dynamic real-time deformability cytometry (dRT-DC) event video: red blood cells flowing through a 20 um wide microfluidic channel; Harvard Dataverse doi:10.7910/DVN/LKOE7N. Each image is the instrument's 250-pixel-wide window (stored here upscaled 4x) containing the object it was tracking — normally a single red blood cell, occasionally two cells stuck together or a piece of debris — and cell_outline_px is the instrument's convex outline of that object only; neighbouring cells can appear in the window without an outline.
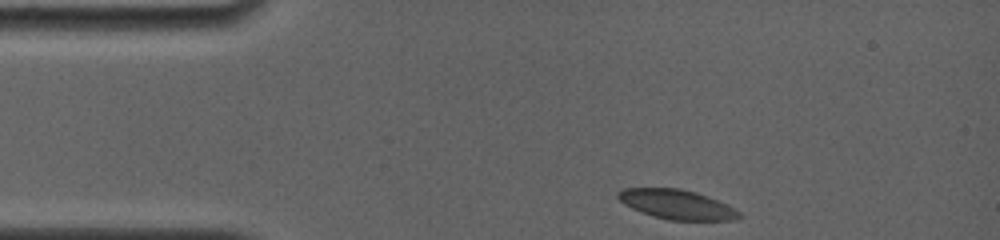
{"species": "common noctule bat (a hibernating species)", "species_latin": "Nyctalus noctula", "temperature_condition": "room temperature", "stored_images_in_passage": 45, "camera_frame_rate_fps": 4000, "um_per_image_px": 0.085, "animal": {"sex": "female", "body_mass_g": 19.0, "forearm_length_mm": 56.7}, "frame": {"image": 1, "passage_image": 1, "time_ms": 0.0, "image_size_px": [1000, 240], "cell_outline_px": [[744, 216], [732, 220], [668, 220], [652, 216], [632, 208], [624, 204], [616, 196], [616, 192], [624, 188], [680, 188], [696, 192], [728, 204], [736, 208]], "centroid_in_image_um": [57.55, 17.37], "position_along_channel_um": 27.5, "area_um2": 20.98}}
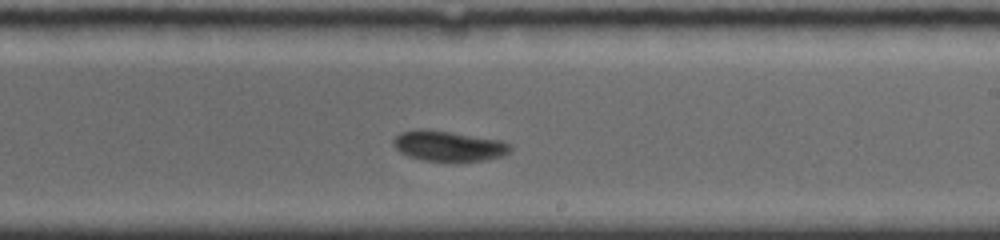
{"frame": {"image": 2, "passage_image": 27, "time_ms": 7.25, "image_size_px": [1000, 240], "cell_outline_px": [[512, 148], [504, 156], [484, 160], [452, 164], [424, 160], [408, 156], [400, 152], [392, 144], [392, 140], [400, 132], [416, 128], [420, 128], [452, 132], [504, 140]], "centroid_in_image_um": [38.13, 12.43], "position_along_channel_um": 250.9, "area_um2": 21.5}}
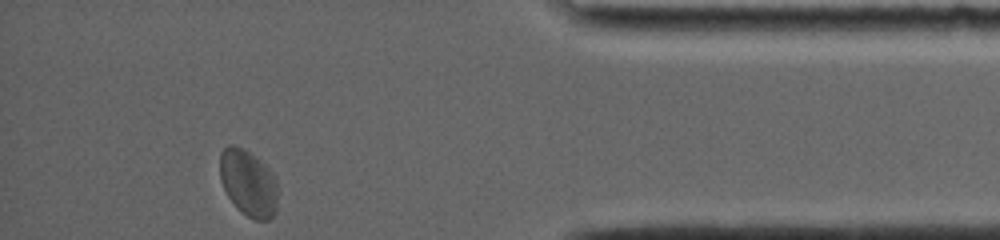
{"frame": {"image": 3, "passage_image": 45, "time_ms": 12.25, "image_size_px": [1000, 240], "cell_outline_px": [[276, 212], [268, 220], [256, 220], [248, 216], [236, 208], [228, 196], [220, 180], [220, 152], [228, 144], [232, 144], [256, 156], [272, 172], [276, 180]], "centroid_in_image_um": [21.09, 15.55], "position_along_channel_um": 414.1, "area_um2": 22.31}, "authors_computed_cell_mechanics": {"area_um2": 21.0392, "velocity_mm_per_s": 3.7567, "shape_relaxation_time_tau1_ms": 8.3187, "shape_relaxation_time_tau2_ms": 2.1002, "deformation_change_tau1": 0.1243, "deformation_change_tau2": 0.0413}}